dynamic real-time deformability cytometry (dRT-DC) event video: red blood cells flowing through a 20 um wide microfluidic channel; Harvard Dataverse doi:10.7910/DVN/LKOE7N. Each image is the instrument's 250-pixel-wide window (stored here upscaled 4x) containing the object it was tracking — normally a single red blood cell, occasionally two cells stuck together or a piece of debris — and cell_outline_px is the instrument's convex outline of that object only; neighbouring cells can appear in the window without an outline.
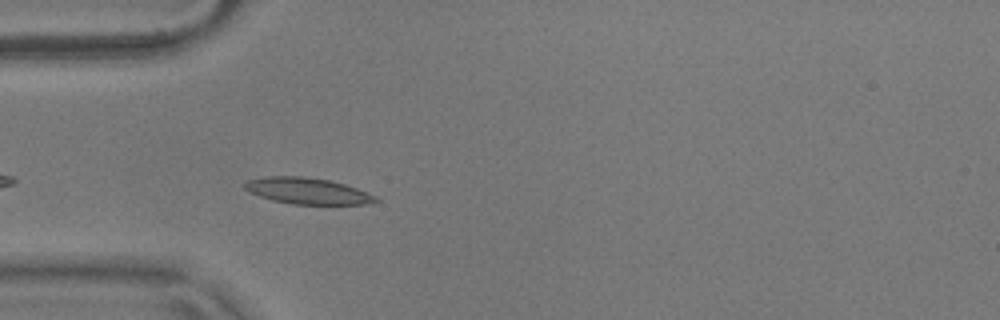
{"species": "common noctule bat (a hibernating species)", "species_latin": "Nyctalus noctula", "temperature_condition": "warm", "stored_images_in_passage": 33, "camera_frame_rate_fps": 3000, "um_per_image_px": 0.085, "animal": {"sex": "male", "body_mass_g": 17.9}, "frame": {"image": 1, "passage_image": 4, "time_ms": 1.0, "image_size_px": [1000, 320], "cell_outline_px": [[380, 200], [364, 204], [292, 204], [272, 200], [248, 192], [244, 188], [244, 184], [248, 180], [264, 176], [304, 176], [328, 180], [344, 184], [356, 188], [376, 196]], "centroid_in_image_um": [26.09, 16.22], "position_along_channel_um": 58.9, "area_um2": 19.94}}
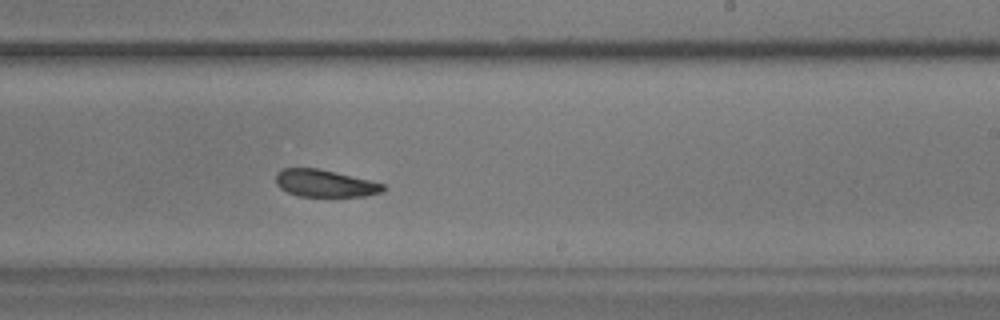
{"frame": {"image": 2, "passage_image": 21, "time_ms": 6.667, "image_size_px": [1000, 320], "cell_outline_px": [[384, 188], [380, 192], [364, 196], [300, 196], [288, 192], [280, 188], [276, 184], [276, 172], [280, 168], [316, 168], [368, 180], [384, 184]], "centroid_in_image_um": [27.54, 15.58], "position_along_channel_um": 261.5, "area_um2": 16.7}}
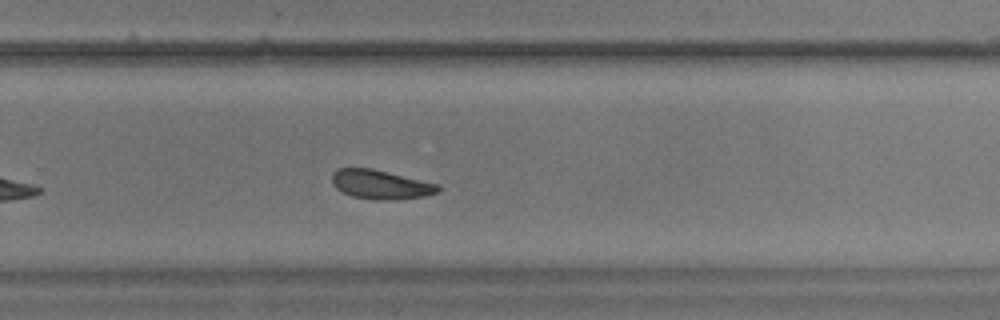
{"frame": {"image": 3, "passage_image": 24, "time_ms": 7.667, "image_size_px": [1000, 320], "cell_outline_px": [[440, 192], [424, 196], [388, 200], [376, 200], [352, 196], [336, 188], [332, 184], [332, 172], [340, 168], [372, 168], [440, 184]], "centroid_in_image_um": [32.37, 15.68], "position_along_channel_um": 297.4, "area_um2": 18.03}, "authors_computed_cell_mechanics": {"area_um2": 18.2648, "velocity_mm_per_s": 3.621, "shape_relaxation_time_tau1_ms": 2.976, "shape_relaxation_time_tau2_ms": 3.2203, "deformation_change_tau1": 0.0936, "deformation_change_tau2": 0.0936}}